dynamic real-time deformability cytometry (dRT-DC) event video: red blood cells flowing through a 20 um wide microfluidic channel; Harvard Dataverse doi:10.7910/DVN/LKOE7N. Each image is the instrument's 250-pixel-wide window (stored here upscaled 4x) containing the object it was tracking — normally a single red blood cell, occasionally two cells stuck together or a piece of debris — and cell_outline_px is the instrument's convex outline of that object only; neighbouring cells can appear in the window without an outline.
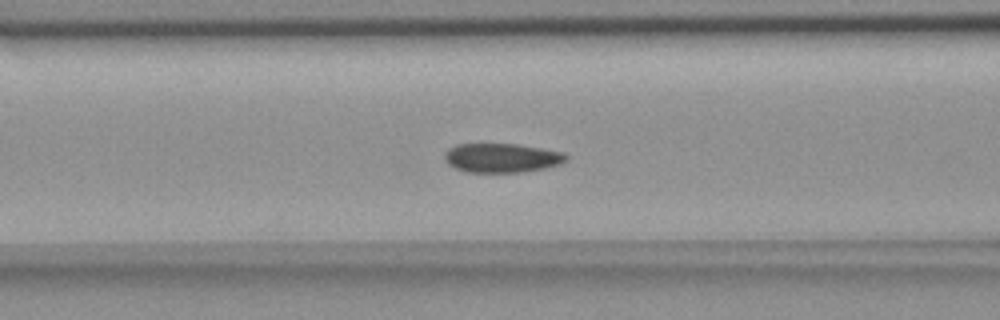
{"species": "common noctule bat (a hibernating species)", "species_latin": "Nyctalus noctula", "temperature_condition": "room temperature", "stored_images_in_passage": 54, "camera_frame_rate_fps": 3000, "um_per_image_px": 0.085, "animal": {"sex": "female", "body_mass_g": 18.4}, "frame": {"image": 1, "passage_image": 20, "time_ms": 6.333, "image_size_px": [1000, 320], "cell_outline_px": [[568, 160], [560, 164], [544, 168], [524, 172], [468, 172], [456, 168], [448, 164], [444, 160], [444, 152], [448, 148], [456, 144], [516, 144], [564, 152], [568, 156]], "centroid_in_image_um": [42.64, 13.42], "position_along_channel_um": 124.0, "area_um2": 20.75}}
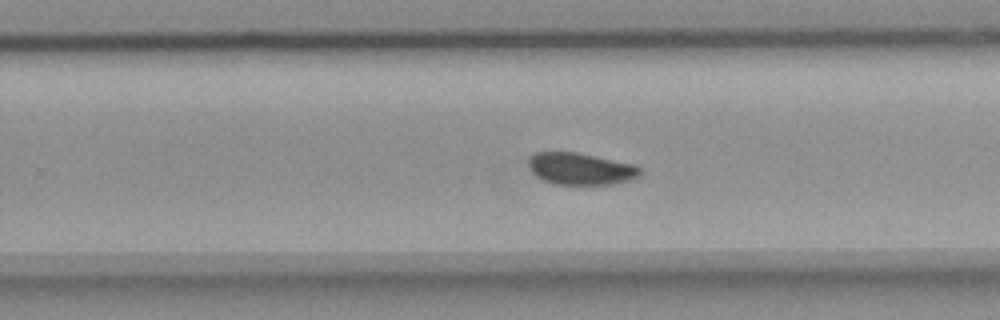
{"frame": {"image": 2, "passage_image": 33, "time_ms": 10.667, "image_size_px": [1000, 320], "cell_outline_px": [[640, 176], [632, 180], [612, 184], [552, 184], [536, 176], [532, 172], [528, 164], [528, 156], [532, 152], [576, 152], [636, 164], [640, 168]], "centroid_in_image_um": [49.34, 14.34], "position_along_channel_um": 280.5, "area_um2": 20.98}}
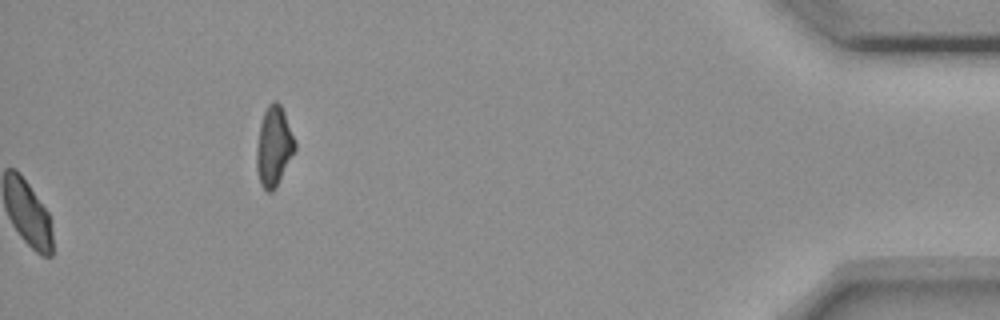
{"frame": {"image": 3, "passage_image": 54, "time_ms": 17.667, "image_size_px": [1000, 320], "cell_outline_px": [[296, 148], [272, 192], [268, 192], [260, 184], [256, 168], [256, 148], [260, 124], [264, 112], [268, 104], [272, 100], [276, 100], [280, 104], [284, 112], [296, 140]], "centroid_in_image_um": [23.26, 12.39], "position_along_channel_um": 411.9, "area_um2": 17.69}, "authors_computed_cell_mechanics": {"area_um2": 20.9814, "velocity_mm_per_s": 3.6272, "shape_relaxation_time_tau1_ms": null, "shape_relaxation_time_tau2_ms": 2.6217, "deformation_change_tau1": null, "deformation_change_tau2": 0.0457}}